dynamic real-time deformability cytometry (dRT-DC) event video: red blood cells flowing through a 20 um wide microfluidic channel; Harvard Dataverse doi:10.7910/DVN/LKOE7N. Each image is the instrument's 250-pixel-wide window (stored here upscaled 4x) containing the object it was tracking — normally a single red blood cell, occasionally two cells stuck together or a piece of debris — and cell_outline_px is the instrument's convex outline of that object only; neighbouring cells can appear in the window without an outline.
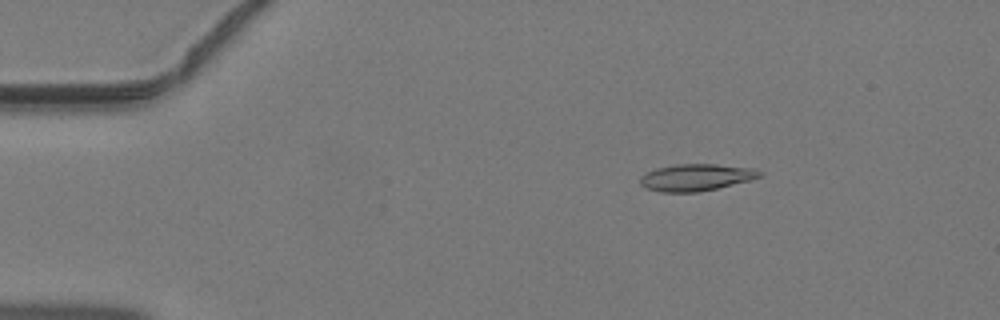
{"species": "common noctule bat (a hibernating species)", "species_latin": "Nyctalus noctula", "temperature_condition": "warm", "stored_images_in_passage": 19, "camera_frame_rate_fps": 3000, "um_per_image_px": 0.085, "animal": {"sex": "male", "body_mass_g": 19.2, "forearm_length_mm": 51.8}, "frame": {"image": 1, "passage_image": 8, "time_ms": 2.333, "image_size_px": [1000, 320], "cell_outline_px": [[764, 172], [760, 176], [752, 180], [700, 192], [660, 192], [644, 188], [640, 184], [640, 176], [656, 168], [676, 164], [716, 164], [752, 168]], "centroid_in_image_um": [59.16, 15.08], "position_along_channel_um": 25.8, "area_um2": 18.84}}
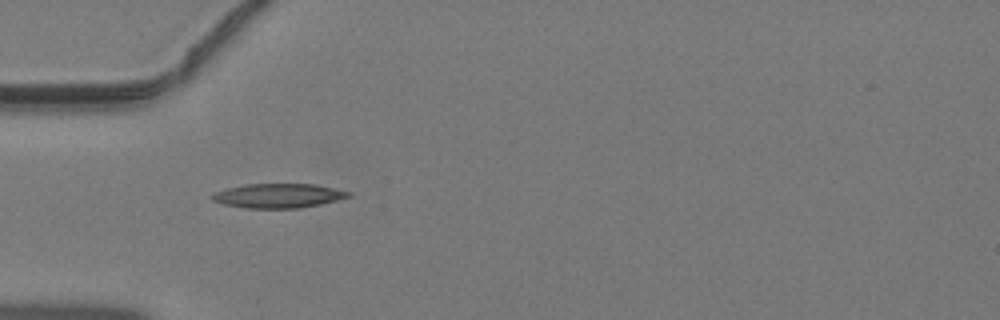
{"frame": {"image": 2, "passage_image": 15, "time_ms": 4.667, "image_size_px": [1000, 320], "cell_outline_px": [[352, 196], [320, 204], [300, 208], [244, 208], [224, 204], [212, 200], [208, 196], [216, 192], [228, 188], [244, 184], [316, 184], [352, 192]], "centroid_in_image_um": [23.66, 16.63], "position_along_channel_um": 61.3, "area_um2": 19.36}}